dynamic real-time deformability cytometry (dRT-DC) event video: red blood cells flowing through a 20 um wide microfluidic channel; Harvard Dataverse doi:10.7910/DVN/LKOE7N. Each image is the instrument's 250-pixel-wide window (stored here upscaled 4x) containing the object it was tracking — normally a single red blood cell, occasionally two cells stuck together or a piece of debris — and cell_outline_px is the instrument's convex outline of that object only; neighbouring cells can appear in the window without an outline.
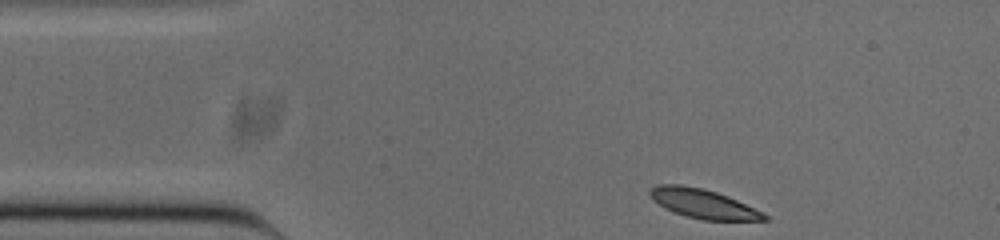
{"species": "common noctule bat (a hibernating species)", "species_latin": "Nyctalus noctula", "temperature_condition": "cold", "stored_images_in_passage": 46, "camera_frame_rate_fps": 3000, "um_per_image_px": 0.085, "animal": {"sex": "male", "body_mass_g": 20.0, "forearm_length_mm": 53.3}, "frame": {"image": 1, "passage_image": 1, "time_ms": 0.0, "image_size_px": [1000, 240], "cell_outline_px": [[768, 220], [700, 220], [684, 216], [664, 208], [648, 196], [648, 188], [660, 184], [680, 184], [700, 188], [716, 192], [728, 196], [764, 212], [768, 216]], "centroid_in_image_um": [59.73, 17.31], "position_along_channel_um": 25.3, "area_um2": 19.65}}
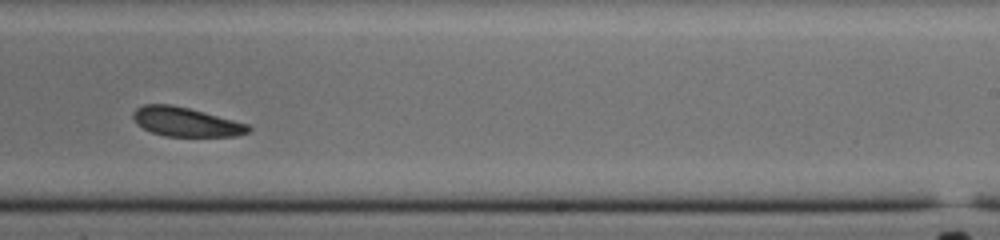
{"frame": {"image": 2, "passage_image": 25, "time_ms": 8.0, "image_size_px": [1000, 240], "cell_outline_px": [[252, 128], [248, 132], [236, 136], [164, 136], [152, 132], [144, 128], [132, 116], [132, 112], [136, 108], [144, 104], [172, 104], [204, 112], [248, 124]], "centroid_in_image_um": [15.8, 10.36], "position_along_channel_um": 273.2, "area_um2": 19.36}}
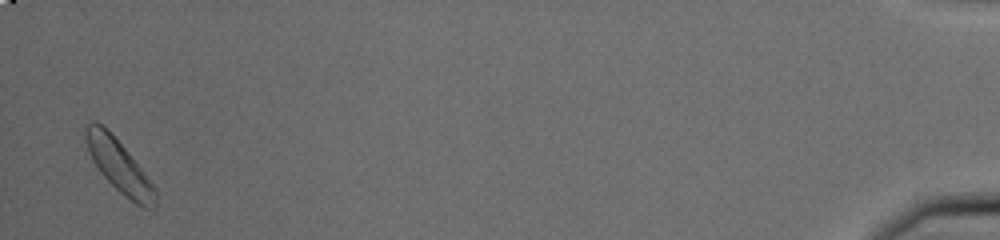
{"frame": {"image": 3, "passage_image": 45, "time_ms": 14.667, "image_size_px": [1000, 240], "cell_outline_px": [[156, 208], [152, 212], [136, 204], [124, 196], [100, 172], [92, 160], [88, 152], [84, 136], [84, 132], [88, 124], [100, 124], [128, 152], [152, 184], [156, 192]], "centroid_in_image_um": [10.14, 14.21], "position_along_channel_um": 425.1, "area_um2": 20.69}, "authors_computed_cell_mechanics": {"area_um2": 20.519, "velocity_mm_per_s": 3.7738, "shape_relaxation_time_tau1_ms": 8.2956, "shape_relaxation_time_tau2_ms": null, "deformation_change_tau1": 0.1705, "deformation_change_tau2": null}}